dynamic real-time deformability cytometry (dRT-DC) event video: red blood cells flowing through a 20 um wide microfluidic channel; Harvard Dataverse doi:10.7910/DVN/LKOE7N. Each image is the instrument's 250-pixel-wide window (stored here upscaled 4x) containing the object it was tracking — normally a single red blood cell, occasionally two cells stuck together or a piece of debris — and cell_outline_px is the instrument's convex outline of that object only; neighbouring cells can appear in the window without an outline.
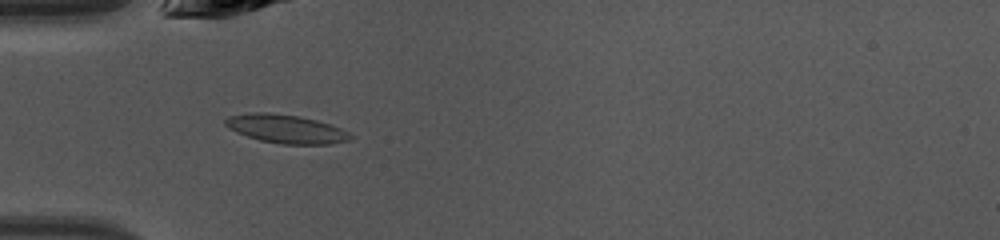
{"species": "common noctule bat (a hibernating species)", "species_latin": "Nyctalus noctula", "temperature_condition": "warm", "stored_images_in_passage": 33, "camera_frame_rate_fps": 3000, "um_per_image_px": 0.085, "animal": {"sex": "female", "body_mass_g": 10.0, "forearm_length_mm": 53.1}, "frame": {"image": 1, "passage_image": 3, "time_ms": 0.667, "image_size_px": [1000, 240], "cell_outline_px": [[352, 136], [348, 140], [332, 144], [280, 144], [260, 140], [236, 132], [228, 128], [224, 124], [224, 120], [228, 116], [248, 112], [268, 112], [300, 116], [316, 120], [340, 128], [348, 132]], "centroid_in_image_um": [24.26, 10.95], "position_along_channel_um": 60.7, "area_um2": 20.81}}
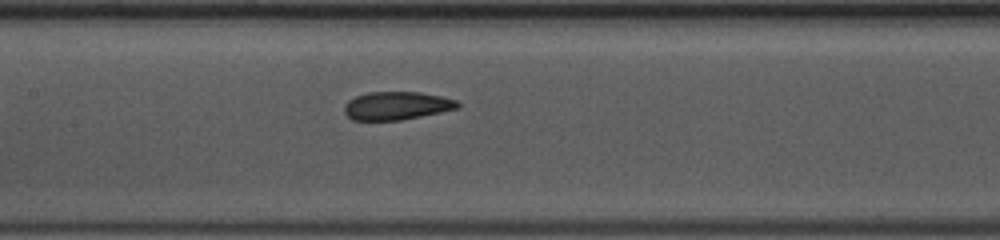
{"frame": {"image": 2, "passage_image": 11, "time_ms": 3.333, "image_size_px": [1000, 240], "cell_outline_px": [[460, 108], [400, 120], [352, 120], [344, 112], [344, 104], [348, 100], [356, 96], [368, 92], [420, 92], [440, 96], [456, 100], [460, 104]], "centroid_in_image_um": [33.7, 8.98], "position_along_channel_um": 173.7, "area_um2": 18.55}}
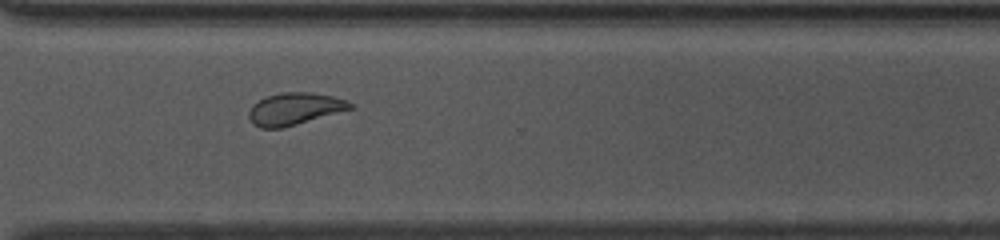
{"frame": {"image": 3, "passage_image": 23, "time_ms": 7.333, "image_size_px": [1000, 240], "cell_outline_px": [[352, 108], [284, 128], [260, 128], [252, 124], [248, 116], [248, 112], [252, 104], [268, 96], [280, 92], [312, 92], [332, 96], [348, 100], [352, 104]], "centroid_in_image_um": [25.0, 9.25], "position_along_channel_um": 345.6, "area_um2": 18.96}, "authors_computed_cell_mechanics": {"area_um2": 19.4208, "velocity_mm_per_s": 4.3112, "shape_relaxation_time_tau1_ms": 8.1552, "shape_relaxation_time_tau2_ms": 1.3823, "deformation_change_tau1": 0.1848, "deformation_change_tau2": 0.0618}}